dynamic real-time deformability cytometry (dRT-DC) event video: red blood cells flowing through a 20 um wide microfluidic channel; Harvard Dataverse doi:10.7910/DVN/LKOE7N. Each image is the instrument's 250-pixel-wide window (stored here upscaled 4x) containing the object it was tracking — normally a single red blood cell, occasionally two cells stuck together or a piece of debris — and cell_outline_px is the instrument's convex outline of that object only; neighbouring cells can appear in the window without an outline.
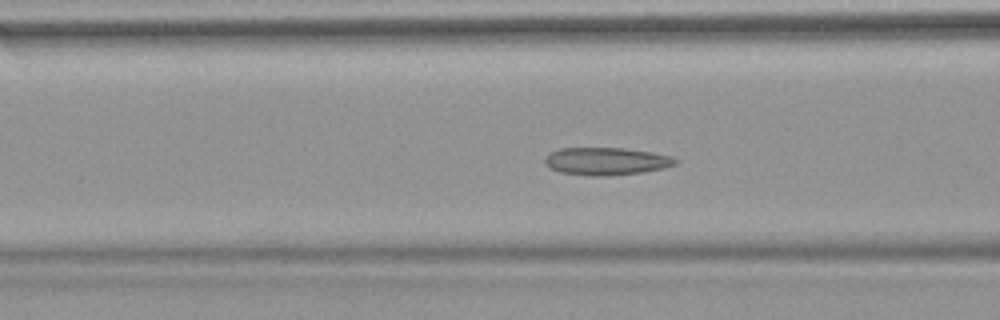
{"species": "common noctule bat (a hibernating species)", "species_latin": "Nyctalus noctula", "temperature_condition": "warm", "stored_images_in_passage": 53, "camera_frame_rate_fps": 3000, "um_per_image_px": 0.085, "animal": {"sex": "female", "body_mass_g": 18.4}, "frame": {"image": 1, "passage_image": 21, "time_ms": 6.667, "image_size_px": [1000, 320], "cell_outline_px": [[676, 164], [664, 168], [640, 172], [600, 176], [592, 176], [560, 172], [544, 164], [544, 156], [548, 152], [560, 148], [624, 148], [652, 152], [672, 156], [676, 160]], "centroid_in_image_um": [51.48, 13.69], "position_along_channel_um": 115.1, "area_um2": 20.92}}
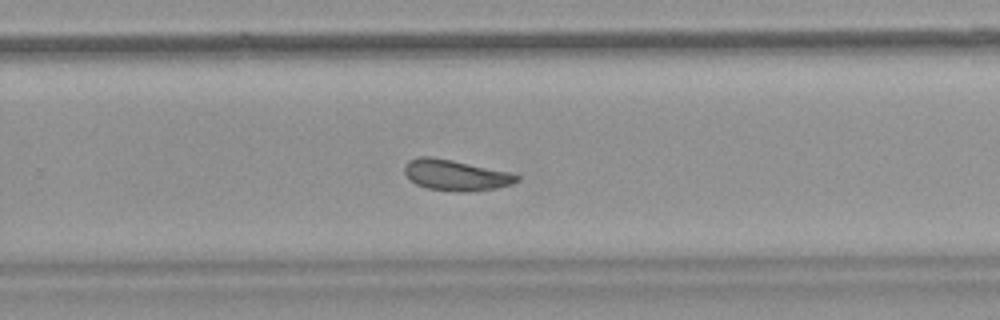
{"frame": {"image": 2, "passage_image": 35, "time_ms": 11.333, "image_size_px": [1000, 320], "cell_outline_px": [[520, 180], [512, 184], [496, 188], [468, 192], [456, 192], [428, 188], [416, 184], [408, 180], [404, 172], [404, 164], [408, 160], [420, 156], [432, 156], [512, 172], [520, 176]], "centroid_in_image_um": [38.73, 14.88], "position_along_channel_um": 291.1, "area_um2": 20.52}}
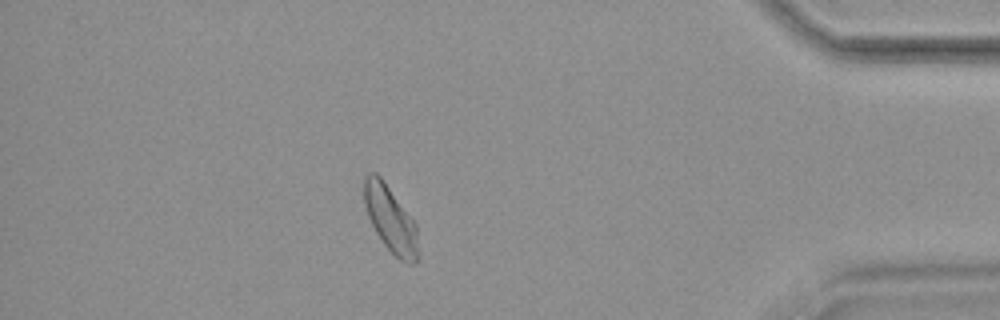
{"frame": {"image": 3, "passage_image": 47, "time_ms": 15.333, "image_size_px": [1000, 320], "cell_outline_px": [[420, 256], [416, 264], [408, 264], [400, 260], [384, 244], [376, 232], [368, 216], [364, 204], [364, 176], [368, 172], [376, 172], [380, 176], [416, 224]], "centroid_in_image_um": [33.21, 18.66], "position_along_channel_um": 402.0, "area_um2": 20.87}, "authors_computed_cell_mechanics": {"area_um2": 20.9236, "velocity_mm_per_s": 3.7877, "shape_relaxation_time_tau1_ms": null, "shape_relaxation_time_tau2_ms": 2.547, "deformation_change_tau1": null, "deformation_change_tau2": 0.0813}}